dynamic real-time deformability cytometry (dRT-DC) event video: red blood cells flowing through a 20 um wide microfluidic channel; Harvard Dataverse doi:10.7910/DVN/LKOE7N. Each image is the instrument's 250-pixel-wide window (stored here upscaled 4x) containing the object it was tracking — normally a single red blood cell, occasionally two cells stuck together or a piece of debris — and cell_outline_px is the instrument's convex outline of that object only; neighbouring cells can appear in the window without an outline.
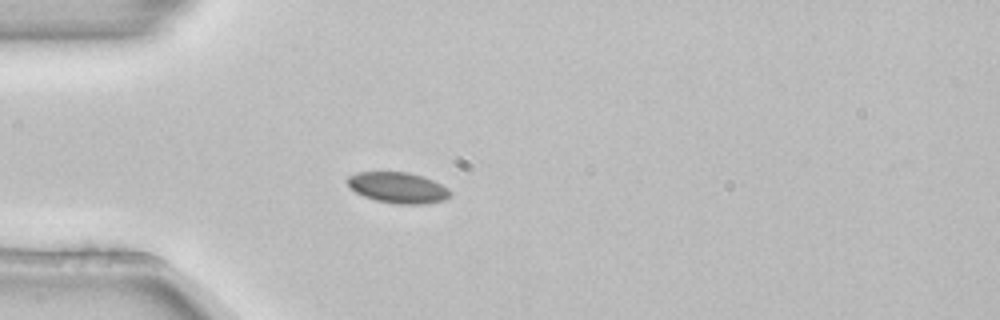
{"species": "common noctule bat (a hibernating species)", "species_latin": "Nyctalus noctula", "temperature_condition": "room temperature", "stored_images_in_passage": 4, "camera_frame_rate_fps": 3000, "um_per_image_px": 0.085, "animal": {"sex": "female", "body_mass_g": 22.7, "forearm_length_mm": 54.2}, "frame": {"image": 1, "passage_image": 4, "time_ms": 1.0, "image_size_px": [1000, 320], "cell_outline_px": [[452, 196], [444, 200], [424, 204], [396, 204], [376, 200], [364, 196], [356, 192], [344, 180], [348, 176], [356, 172], [408, 172], [432, 180], [448, 188], [452, 192]], "centroid_in_image_um": [33.82, 15.95], "position_along_channel_um": 51.2, "area_um2": 18.5}}